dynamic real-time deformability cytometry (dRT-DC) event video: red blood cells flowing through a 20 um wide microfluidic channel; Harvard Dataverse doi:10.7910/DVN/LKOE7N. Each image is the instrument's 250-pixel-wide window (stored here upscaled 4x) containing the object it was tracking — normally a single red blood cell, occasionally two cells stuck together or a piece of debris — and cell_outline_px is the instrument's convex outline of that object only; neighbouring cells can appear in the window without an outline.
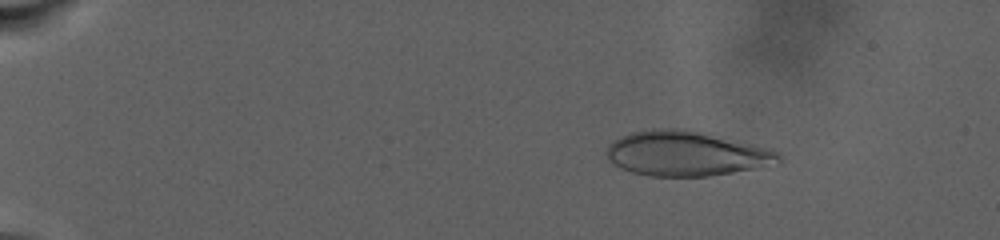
{"species": "human", "species_latin": "Homo sapiens", "temperature_condition": "warm", "stored_images_in_passage": 74, "camera_frame_rate_fps": 3000, "um_per_image_px": 0.085, "donor": {"sex": "male"}, "frame": {"image": 1, "passage_image": 1, "time_ms": 0.0, "image_size_px": [1000, 240], "cell_outline_px": [[784, 160], [780, 164], [708, 176], [648, 176], [632, 172], [620, 168], [608, 160], [604, 152], [608, 144], [620, 136], [632, 132], [652, 128], [680, 128], [756, 144], [772, 148], [780, 152]], "centroid_in_image_um": [58.35, 13.05], "position_along_channel_um": 26.6, "area_um2": 45.55}}
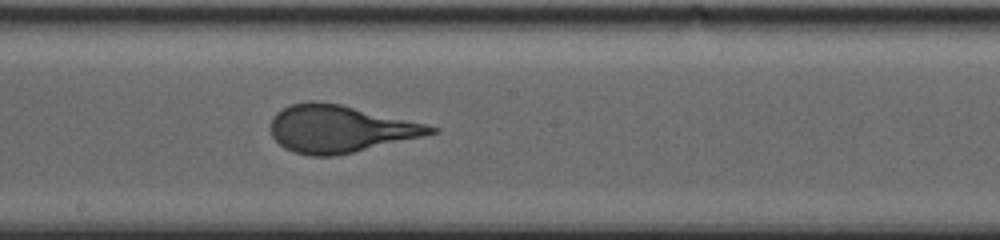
{"frame": {"image": 2, "passage_image": 39, "time_ms": 12.667, "image_size_px": [1000, 240], "cell_outline_px": [[440, 132], [424, 136], [352, 152], [332, 156], [308, 156], [292, 152], [284, 148], [272, 136], [272, 116], [276, 112], [292, 104], [308, 100], [316, 100], [340, 104], [424, 124], [440, 128]], "centroid_in_image_um": [28.86, 10.95], "position_along_channel_um": 219.3, "area_um2": 43.7}}
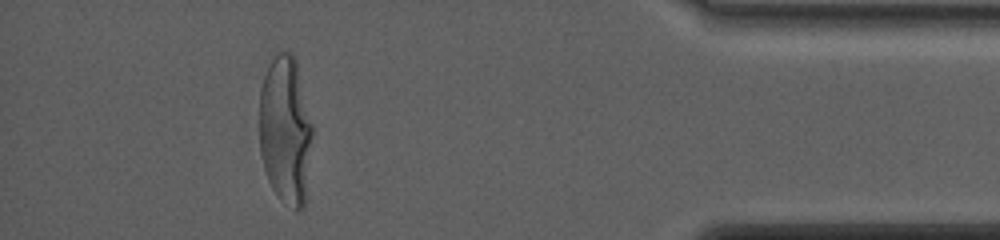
{"frame": {"image": 3, "passage_image": 67, "time_ms": 22.0, "image_size_px": [1000, 240], "cell_outline_px": [[316, 132], [304, 208], [296, 212], [284, 204], [276, 196], [268, 180], [264, 168], [260, 152], [260, 88], [264, 76], [272, 60], [280, 52], [292, 52], [296, 60], [316, 128]], "centroid_in_image_um": [24.34, 11.14], "position_along_channel_um": 410.9, "area_um2": 47.74}, "authors_computed_cell_mechanics": {"area_um2": 43.9858, "velocity_mm_per_s": 2.467, "shape_relaxation_time_tau1_ms": 10.0435, "shape_relaxation_time_tau2_ms": null, "deformation_change_tau1": 0.294, "deformation_change_tau2": null}}